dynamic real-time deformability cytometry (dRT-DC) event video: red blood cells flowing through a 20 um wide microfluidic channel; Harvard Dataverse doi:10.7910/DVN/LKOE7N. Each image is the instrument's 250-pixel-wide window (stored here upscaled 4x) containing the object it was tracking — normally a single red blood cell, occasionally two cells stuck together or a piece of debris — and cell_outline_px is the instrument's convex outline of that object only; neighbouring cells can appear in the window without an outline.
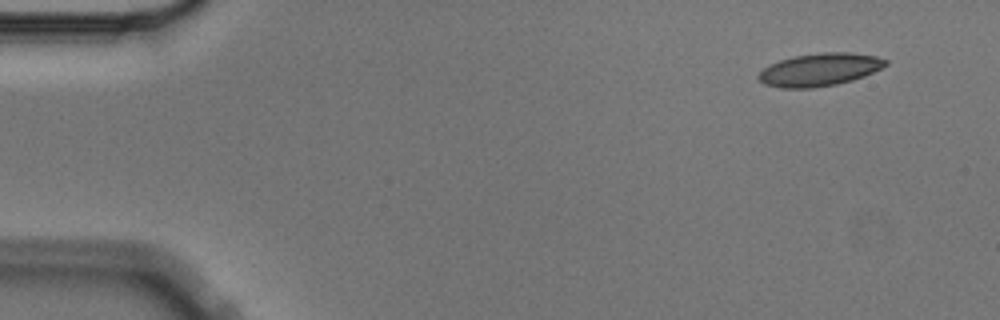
{"species": "Egyptian fruit bat (a non-hibernating species)", "species_latin": "Rousettus aegyptiacus", "temperature_condition": "cold", "stored_images_in_passage": 4, "segment_of_instrument_passage": [2, 2], "camera_frame_rate_fps": 3000, "um_per_image_px": 0.085, "animal": {"sex": "male"}, "frame": {"image": 1, "passage_image": 4, "time_ms": 1.0, "image_size_px": [1000, 320], "cell_outline_px": [[888, 64], [864, 76], [852, 80], [836, 84], [812, 88], [780, 88], [764, 84], [756, 76], [764, 68], [780, 60], [792, 56], [820, 52], [852, 52], [876, 56], [888, 60]], "centroid_in_image_um": [69.66, 5.91], "position_along_channel_um": 15.3, "area_um2": 24.28}}